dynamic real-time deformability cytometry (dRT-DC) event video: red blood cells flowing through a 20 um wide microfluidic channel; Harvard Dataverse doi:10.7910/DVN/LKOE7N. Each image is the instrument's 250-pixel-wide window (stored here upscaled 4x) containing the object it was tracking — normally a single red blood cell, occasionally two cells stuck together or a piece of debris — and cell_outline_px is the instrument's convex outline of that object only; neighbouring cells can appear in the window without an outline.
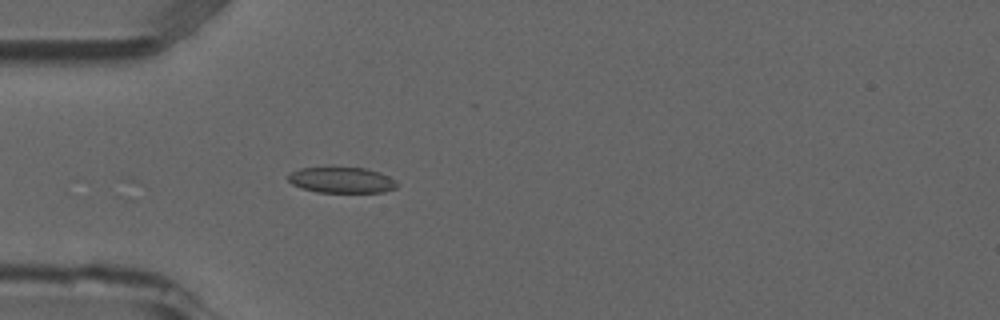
{"species": "common noctule bat (a hibernating species)", "species_latin": "Nyctalus noctula", "temperature_condition": "room temperature", "stored_images_in_passage": 9, "camera_frame_rate_fps": 3000, "um_per_image_px": 0.085, "animal": {"sex": "male", "forearm_length_mm": 52.5}, "frame": {"image": 1, "passage_image": 4, "time_ms": 1.0, "image_size_px": [1000, 320], "cell_outline_px": [[400, 184], [396, 188], [384, 192], [316, 192], [300, 188], [292, 184], [288, 180], [288, 172], [300, 168], [364, 168], [380, 172], [396, 180]], "centroid_in_image_um": [29.04, 15.31], "position_along_channel_um": 56.0, "area_um2": 16.47}}
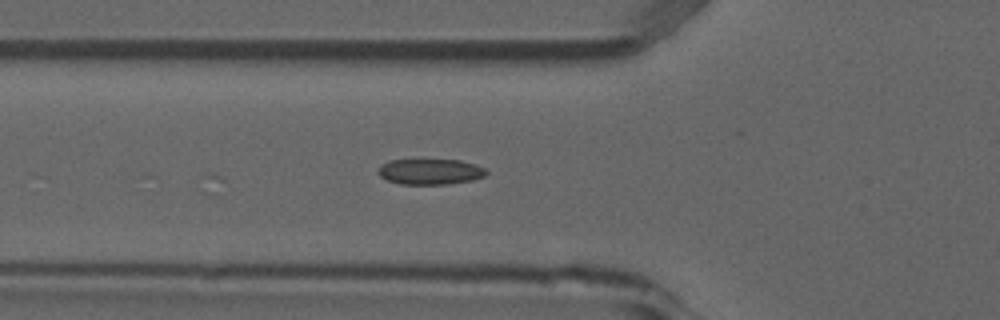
{"frame": {"image": 2, "passage_image": 7, "time_ms": 2.0, "image_size_px": [1000, 320], "cell_outline_px": [[488, 172], [484, 176], [472, 180], [448, 184], [400, 184], [388, 180], [380, 176], [376, 172], [380, 164], [388, 160], [460, 160], [476, 164], [484, 168]], "centroid_in_image_um": [36.54, 14.58], "position_along_channel_um": 89.3, "area_um2": 16.24}}